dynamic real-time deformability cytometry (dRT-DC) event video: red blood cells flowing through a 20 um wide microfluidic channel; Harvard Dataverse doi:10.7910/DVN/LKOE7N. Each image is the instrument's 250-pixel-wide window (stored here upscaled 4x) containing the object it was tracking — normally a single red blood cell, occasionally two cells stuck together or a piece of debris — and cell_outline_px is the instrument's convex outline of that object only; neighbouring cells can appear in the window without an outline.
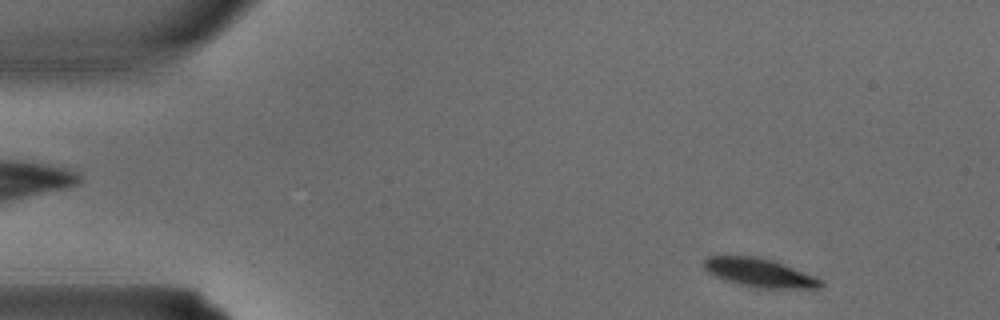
{"species": "common noctule bat (a hibernating species)", "species_latin": "Nyctalus noctula", "temperature_condition": "warm", "stored_images_in_passage": 2, "camera_frame_rate_fps": 3000, "um_per_image_px": 0.085, "animal": {"sex": "male", "body_mass_g": 15.6}, "frame": {"image": 1, "passage_image": 2, "time_ms": 0.333, "image_size_px": [1000, 320], "cell_outline_px": [[824, 284], [820, 288], [756, 288], [740, 284], [716, 276], [704, 268], [704, 260], [708, 256], [752, 256], [768, 260], [792, 268], [812, 276], [820, 280]], "centroid_in_image_um": [64.52, 23.19], "position_along_channel_um": 20.5, "area_um2": 18.67}}